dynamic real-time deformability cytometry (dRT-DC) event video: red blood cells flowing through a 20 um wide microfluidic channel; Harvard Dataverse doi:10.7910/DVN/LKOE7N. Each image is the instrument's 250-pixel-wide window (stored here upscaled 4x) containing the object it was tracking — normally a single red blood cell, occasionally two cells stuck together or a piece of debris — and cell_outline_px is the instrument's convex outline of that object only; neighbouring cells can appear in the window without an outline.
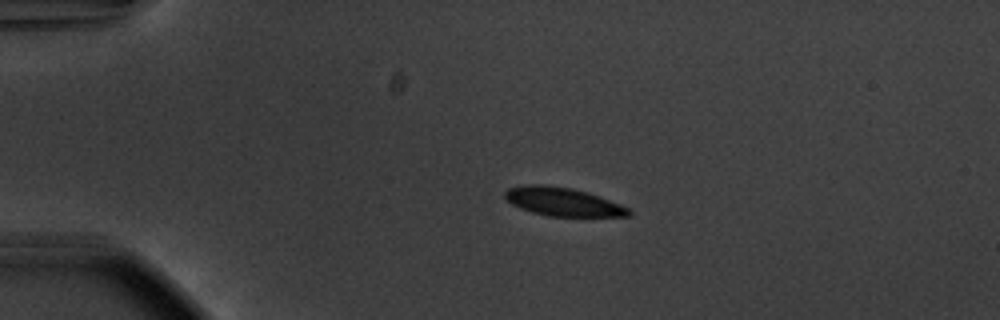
{"species": "common noctule bat (a hibernating species)", "species_latin": "Nyctalus noctula", "temperature_condition": "warm", "stored_images_in_passage": 43, "camera_frame_rate_fps": 3000, "um_per_image_px": 0.085, "animal": {"sex": "male", "body_mass_g": 20.1, "forearm_length_mm": 53.5}, "frame": {"image": 1, "passage_image": 1, "time_ms": 0.0, "image_size_px": [1000, 320], "cell_outline_px": [[632, 212], [628, 216], [548, 216], [532, 212], [520, 208], [504, 200], [504, 192], [508, 188], [524, 184], [548, 184], [572, 188], [588, 192], [620, 204], [628, 208]], "centroid_in_image_um": [47.78, 17.13], "position_along_channel_um": 37.2, "area_um2": 20.69}}
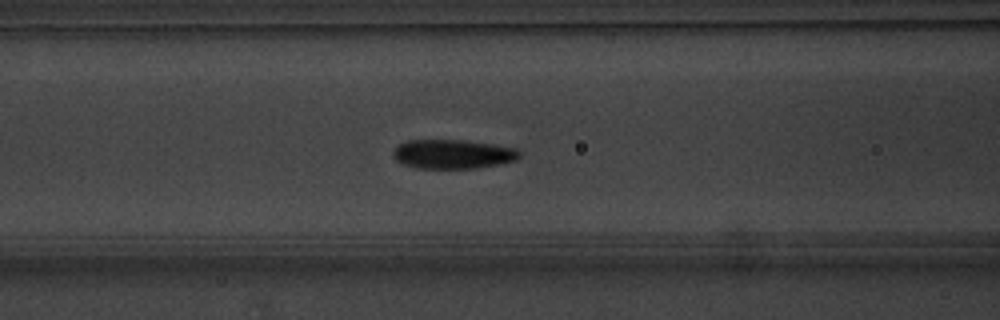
{"frame": {"image": 2, "passage_image": 12, "time_ms": 3.667, "image_size_px": [1000, 320], "cell_outline_px": [[520, 156], [516, 160], [504, 164], [476, 168], [416, 168], [400, 164], [392, 156], [392, 152], [400, 144], [408, 140], [464, 140], [492, 144], [516, 148], [520, 152]], "centroid_in_image_um": [38.49, 13.11], "position_along_channel_um": 128.1, "area_um2": 21.68}}
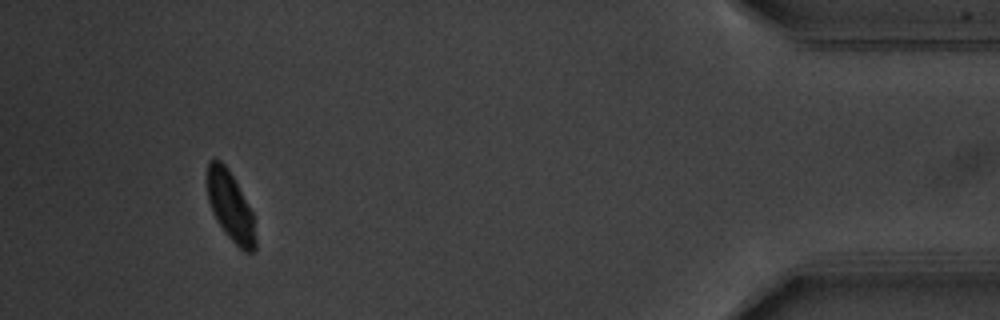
{"frame": {"image": 3, "passage_image": 40, "time_ms": 13.0, "image_size_px": [1000, 320], "cell_outline_px": [[256, 252], [244, 252], [224, 232], [216, 220], [212, 212], [208, 200], [208, 164], [212, 160], [220, 160], [224, 164], [232, 176], [252, 212], [256, 240]], "centroid_in_image_um": [19.6, 17.61], "position_along_channel_um": 415.6, "area_um2": 19.07}, "authors_computed_cell_mechanics": {"area_um2": 21.2704, "velocity_mm_per_s": 3.7112, "shape_relaxation_time_tau1_ms": 2.4302, "shape_relaxation_time_tau2_ms": null, "deformation_change_tau1": 0.0944, "deformation_change_tau2": null}}